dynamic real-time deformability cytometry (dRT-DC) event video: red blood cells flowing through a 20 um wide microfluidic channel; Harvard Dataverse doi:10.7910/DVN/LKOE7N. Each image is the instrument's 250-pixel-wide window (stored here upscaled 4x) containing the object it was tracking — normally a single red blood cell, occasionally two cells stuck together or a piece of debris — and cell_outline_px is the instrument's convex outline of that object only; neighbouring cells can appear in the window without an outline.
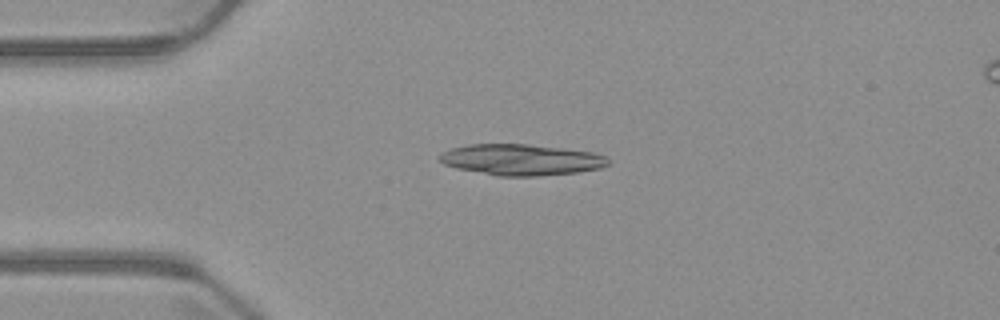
{"species": "common noctule bat (a hibernating species)", "species_latin": "Nyctalus noctula", "temperature_condition": "warm", "stored_images_in_passage": 3, "camera_frame_rate_fps": 3000, "um_per_image_px": 0.085, "animal": {"sex": "male", "body_mass_g": 23.1, "forearm_length_mm": 52.7}, "frame": {"image": 1, "passage_image": 1, "time_ms": 0.0, "image_size_px": [1000, 320], "cell_outline_px": [[608, 164], [600, 168], [580, 172], [540, 176], [496, 176], [456, 168], [444, 164], [440, 160], [440, 152], [452, 148], [468, 144], [528, 144], [564, 148], [592, 152], [604, 156], [608, 160]], "centroid_in_image_um": [44.29, 13.58], "position_along_channel_um": 40.7, "area_um2": 30.63}}